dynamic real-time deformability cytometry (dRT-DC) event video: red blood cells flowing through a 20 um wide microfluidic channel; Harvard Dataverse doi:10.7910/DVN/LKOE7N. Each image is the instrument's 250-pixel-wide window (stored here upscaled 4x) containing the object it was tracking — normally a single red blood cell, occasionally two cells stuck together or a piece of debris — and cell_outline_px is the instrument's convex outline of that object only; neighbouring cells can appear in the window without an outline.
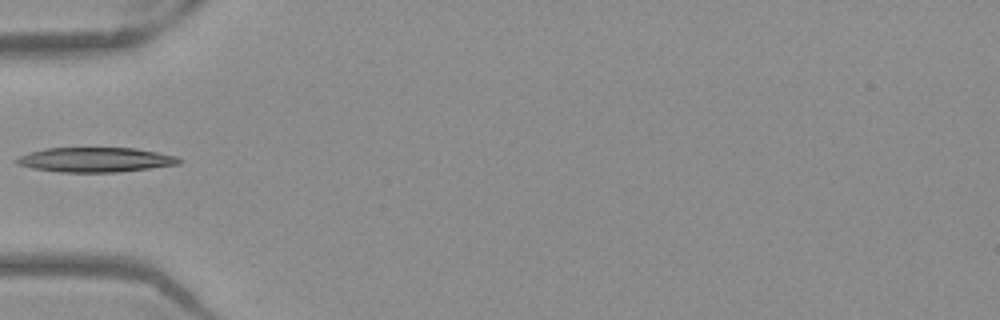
{"species": "Egyptian fruit bat (a non-hibernating species)", "species_latin": "Rousettus aegyptiacus", "temperature_condition": "warm", "stored_images_in_passage": 34, "camera_frame_rate_fps": 3000, "um_per_image_px": 0.085, "frame": {"image": 1, "passage_image": 1, "time_ms": 0.0, "image_size_px": [1000, 320], "cell_outline_px": [[184, 160], [180, 164], [120, 172], [60, 172], [32, 168], [16, 164], [12, 160], [20, 156], [44, 148], [132, 148], [156, 152], [176, 156]], "centroid_in_image_um": [8.11, 13.58], "position_along_channel_um": 76.9, "area_um2": 23.35}}